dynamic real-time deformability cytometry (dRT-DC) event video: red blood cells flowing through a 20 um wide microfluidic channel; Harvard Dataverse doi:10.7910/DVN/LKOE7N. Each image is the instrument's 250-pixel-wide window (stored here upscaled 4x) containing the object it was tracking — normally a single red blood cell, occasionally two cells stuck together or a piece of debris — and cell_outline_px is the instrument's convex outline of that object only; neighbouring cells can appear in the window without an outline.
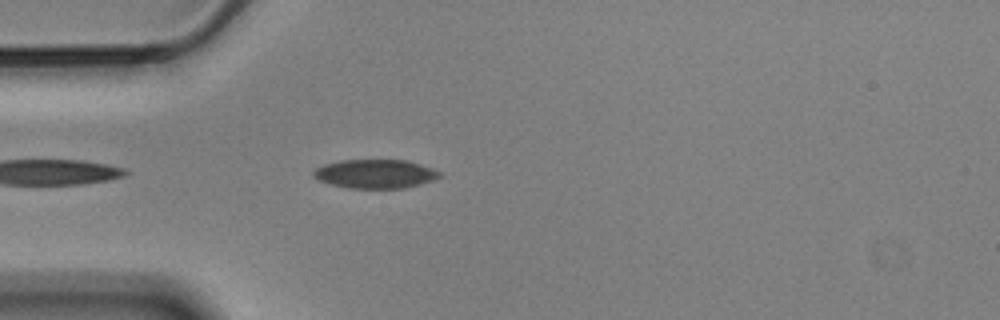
{"species": "Egyptian fruit bat (a non-hibernating species)", "species_latin": "Rousettus aegyptiacus", "temperature_condition": "cold", "stored_images_in_passage": 8, "camera_frame_rate_fps": 3000, "um_per_image_px": 0.085, "animal": {"sex": "male"}, "frame": {"image": 1, "passage_image": 4, "time_ms": 1.0, "image_size_px": [1000, 320], "cell_outline_px": [[440, 176], [436, 180], [404, 188], [348, 188], [316, 180], [312, 176], [312, 172], [316, 168], [324, 164], [340, 160], [408, 160], [432, 168], [440, 172]], "centroid_in_image_um": [31.88, 14.77], "position_along_channel_um": 53.1, "area_um2": 21.33}}
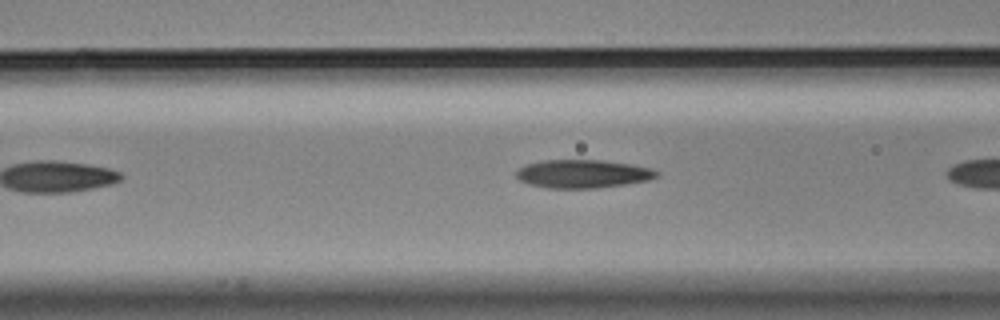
{"frame": {"image": 2, "passage_image": 7, "time_ms": 2.0, "image_size_px": [1000, 320], "cell_outline_px": [[660, 176], [648, 180], [624, 184], [592, 188], [548, 188], [528, 184], [520, 180], [516, 176], [516, 172], [524, 164], [544, 160], [600, 160], [632, 164], [652, 168], [660, 172]], "centroid_in_image_um": [49.55, 14.77], "position_along_channel_um": 117.0, "area_um2": 23.18}}